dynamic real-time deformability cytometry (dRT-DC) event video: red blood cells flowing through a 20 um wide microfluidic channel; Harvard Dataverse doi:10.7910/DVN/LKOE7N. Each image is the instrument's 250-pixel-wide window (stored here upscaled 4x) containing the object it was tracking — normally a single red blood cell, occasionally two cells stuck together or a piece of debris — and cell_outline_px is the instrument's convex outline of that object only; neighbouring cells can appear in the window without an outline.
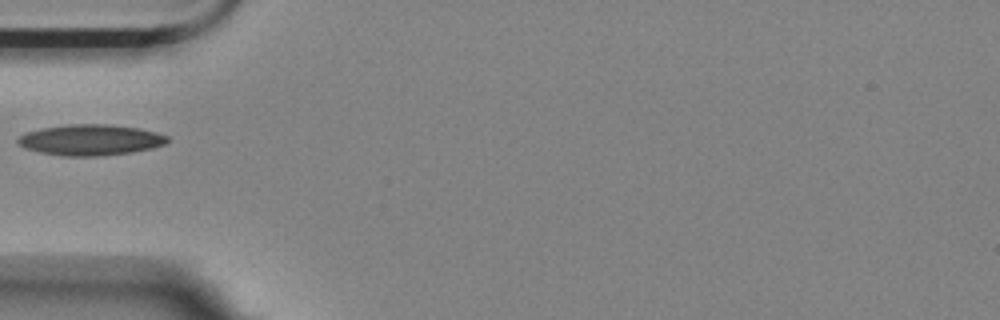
{"species": "Egyptian fruit bat (a non-hibernating species)", "species_latin": "Rousettus aegyptiacus", "temperature_condition": "room temperature", "stored_images_in_passage": 1, "camera_frame_rate_fps": 3000, "um_per_image_px": 0.085, "animal": {"sex": "female"}, "frame": {"image": 1, "passage_image": 1, "time_ms": 0.0, "image_size_px": [1000, 320], "cell_outline_px": [[168, 144], [152, 148], [132, 152], [100, 156], [60, 156], [40, 152], [24, 148], [16, 144], [16, 140], [20, 136], [28, 132], [40, 128], [68, 124], [108, 124], [140, 128], [156, 132], [168, 136]], "centroid_in_image_um": [7.69, 11.89], "position_along_channel_um": 77.3, "area_um2": 27.17}}